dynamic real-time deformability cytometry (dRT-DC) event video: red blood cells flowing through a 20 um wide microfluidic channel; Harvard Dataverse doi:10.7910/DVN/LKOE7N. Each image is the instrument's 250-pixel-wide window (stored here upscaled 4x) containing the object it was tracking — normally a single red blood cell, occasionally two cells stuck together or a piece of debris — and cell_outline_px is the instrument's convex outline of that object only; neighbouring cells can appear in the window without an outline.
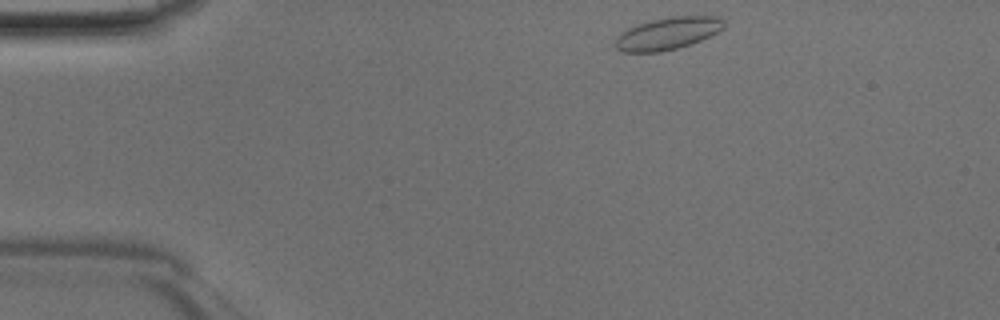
{"species": "Egyptian fruit bat (a non-hibernating species)", "species_latin": "Rousettus aegyptiacus", "temperature_condition": "room temperature", "stored_images_in_passage": 40, "camera_frame_rate_fps": 3000, "um_per_image_px": 0.085, "animal": {"sex": "male"}, "frame": {"image": 1, "passage_image": 1, "time_ms": 0.0, "image_size_px": [1000, 320], "cell_outline_px": [[724, 28], [700, 40], [676, 48], [660, 52], [620, 52], [616, 48], [616, 40], [620, 32], [628, 28], [652, 20], [672, 16], [720, 16], [724, 20]], "centroid_in_image_um": [56.75, 2.84], "position_along_channel_um": 28.3, "area_um2": 20.17}}
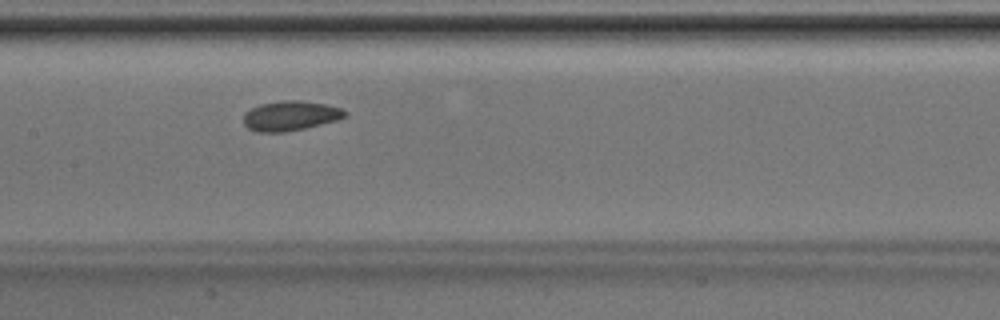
{"frame": {"image": 2, "passage_image": 16, "time_ms": 5.0, "image_size_px": [1000, 320], "cell_outline_px": [[348, 116], [336, 120], [304, 128], [284, 132], [256, 132], [248, 128], [244, 124], [244, 112], [260, 104], [280, 100], [300, 100], [328, 104], [340, 108], [348, 112]], "centroid_in_image_um": [24.69, 9.83], "position_along_channel_um": 182.7, "area_um2": 17.69}}
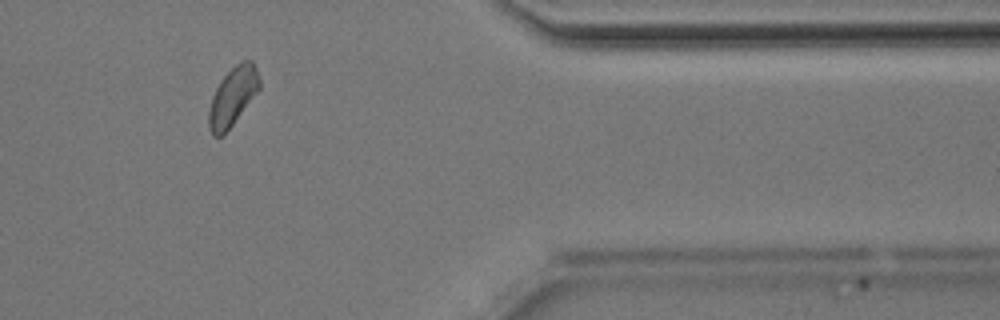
{"frame": {"image": 3, "passage_image": 32, "time_ms": 10.333, "image_size_px": [1000, 320], "cell_outline_px": [[260, 88], [224, 136], [212, 136], [208, 128], [208, 112], [212, 96], [220, 80], [240, 60], [252, 60], [256, 68], [260, 80]], "centroid_in_image_um": [19.76, 8.22], "position_along_channel_um": 391.6, "area_um2": 17.34}}